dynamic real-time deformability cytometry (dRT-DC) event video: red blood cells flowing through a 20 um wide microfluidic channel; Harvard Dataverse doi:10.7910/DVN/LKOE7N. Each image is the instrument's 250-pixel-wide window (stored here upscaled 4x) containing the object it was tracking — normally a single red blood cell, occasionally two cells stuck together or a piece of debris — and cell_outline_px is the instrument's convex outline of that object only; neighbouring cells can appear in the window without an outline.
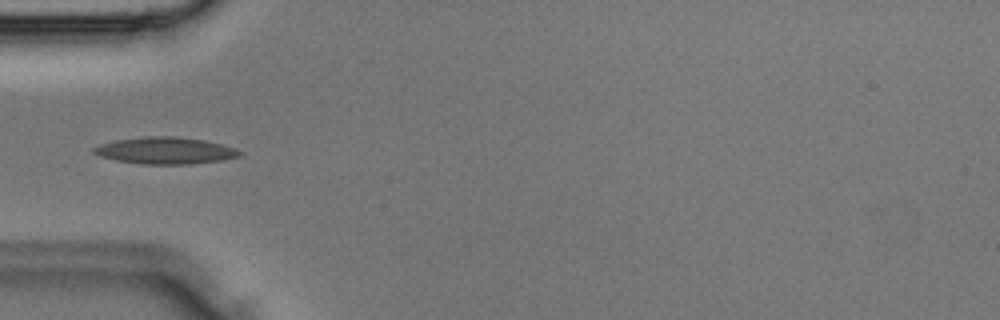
{"species": "Egyptian fruit bat (a non-hibernating species)", "species_latin": "Rousettus aegyptiacus", "temperature_condition": "room temperature", "stored_images_in_passage": 26, "camera_frame_rate_fps": 3000, "um_per_image_px": 0.085, "animal": {"sex": "male"}, "frame": {"image": 1, "passage_image": 2, "time_ms": 0.333, "image_size_px": [1000, 320], "cell_outline_px": [[244, 152], [240, 156], [220, 160], [188, 164], [144, 164], [116, 160], [100, 156], [92, 152], [92, 148], [100, 144], [116, 140], [144, 136], [176, 136], [204, 140], [236, 148]], "centroid_in_image_um": [14.04, 12.79], "position_along_channel_um": 71.0, "area_um2": 22.72}}
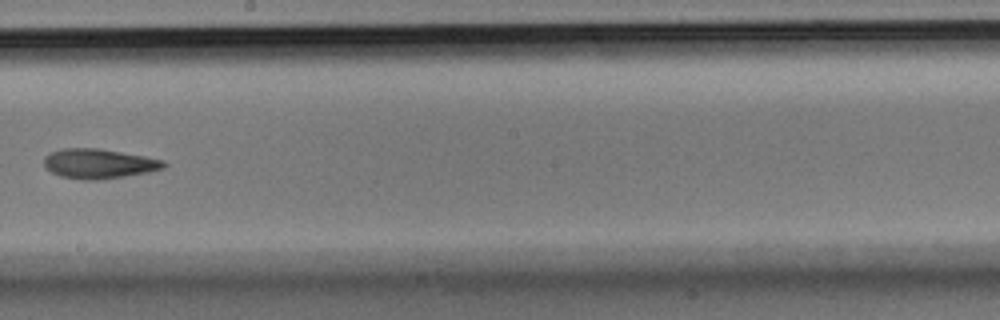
{"frame": {"image": 2, "passage_image": 11, "time_ms": 3.333, "image_size_px": [1000, 320], "cell_outline_px": [[168, 164], [164, 168], [148, 172], [124, 176], [96, 180], [84, 180], [60, 176], [52, 172], [44, 164], [44, 156], [52, 152], [64, 148], [96, 148], [144, 156], [164, 160]], "centroid_in_image_um": [8.41, 13.91], "position_along_channel_um": 239.8, "area_um2": 20.52}}
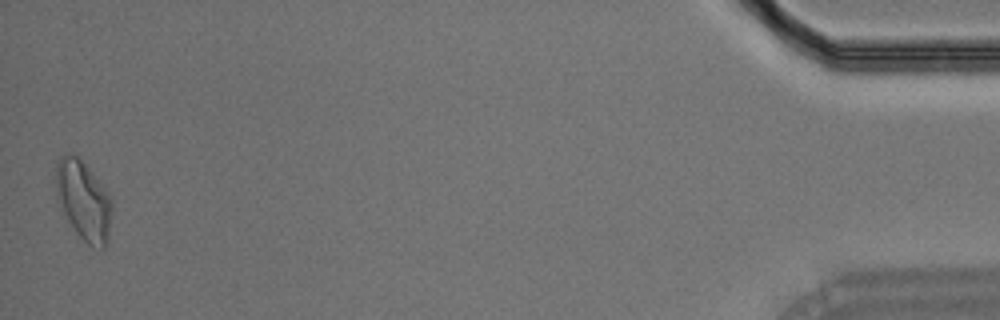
{"frame": {"image": 3, "passage_image": 26, "time_ms": 8.333, "image_size_px": [1000, 320], "cell_outline_px": [[112, 208], [108, 240], [104, 248], [100, 248], [88, 244], [76, 232], [68, 220], [56, 200], [56, 160], [60, 156], [68, 152], [72, 152], [80, 156], [104, 188], [112, 200]], "centroid_in_image_um": [7.08, 16.98], "position_along_channel_um": 428.1, "area_um2": 26.13}}